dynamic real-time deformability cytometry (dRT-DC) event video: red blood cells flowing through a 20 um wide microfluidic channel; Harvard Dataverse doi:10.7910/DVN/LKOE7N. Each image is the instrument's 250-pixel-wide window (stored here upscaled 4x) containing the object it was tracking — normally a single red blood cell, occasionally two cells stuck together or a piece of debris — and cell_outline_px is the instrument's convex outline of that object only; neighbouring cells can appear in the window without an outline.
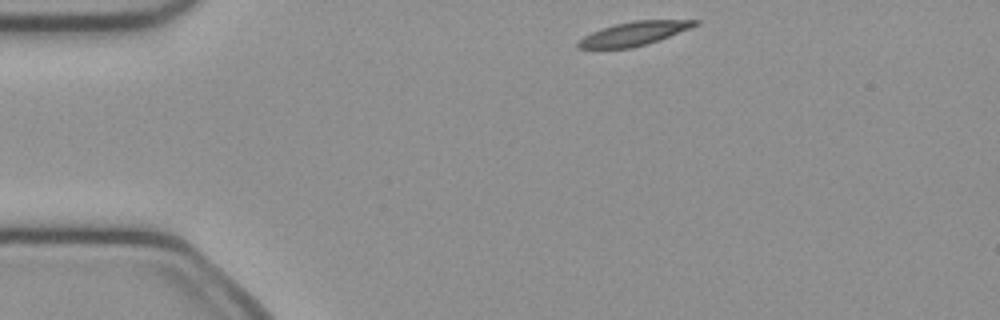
{"species": "common noctule bat (a hibernating species)", "species_latin": "Nyctalus noctula", "temperature_condition": "cold", "stored_images_in_passage": 42, "camera_frame_rate_fps": 3000, "um_per_image_px": 0.085, "animal": {"sex": "female", "body_mass_g": 21.9}, "frame": {"image": 1, "passage_image": 1, "time_ms": 0.0, "image_size_px": [1000, 320], "cell_outline_px": [[700, 24], [692, 28], [632, 48], [576, 48], [576, 44], [584, 36], [600, 28], [616, 24], [636, 20], [700, 20]], "centroid_in_image_um": [53.89, 2.84], "position_along_channel_um": 31.1, "area_um2": 15.95}}
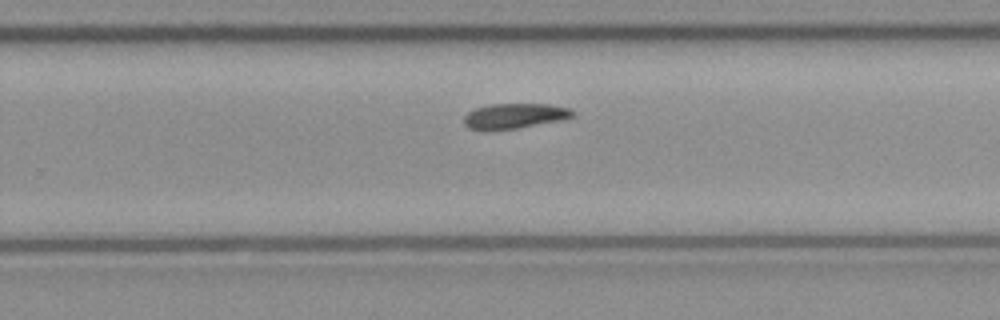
{"frame": {"image": 2, "passage_image": 24, "time_ms": 7.667, "image_size_px": [1000, 320], "cell_outline_px": [[572, 116], [560, 120], [516, 128], [492, 132], [484, 132], [468, 128], [464, 124], [464, 116], [468, 112], [476, 108], [492, 104], [548, 104], [572, 108]], "centroid_in_image_um": [43.65, 9.88], "position_along_channel_um": 286.2, "area_um2": 16.13}}
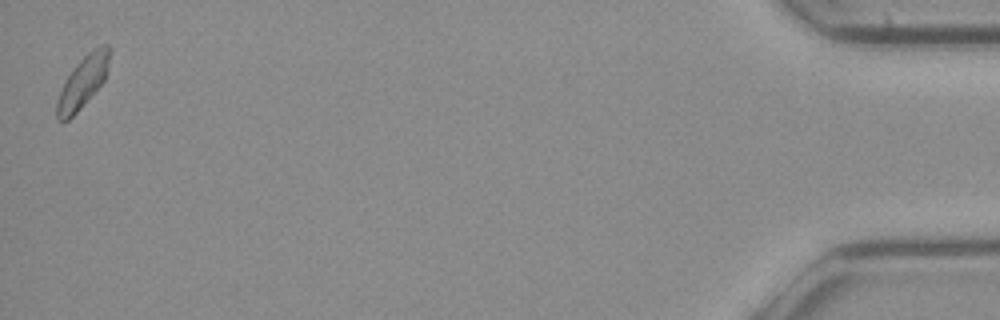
{"frame": {"image": 3, "passage_image": 42, "time_ms": 13.667, "image_size_px": [1000, 320], "cell_outline_px": [[108, 72], [104, 80], [80, 108], [68, 120], [56, 120], [56, 100], [68, 76], [76, 64], [88, 52], [100, 44], [108, 44]], "centroid_in_image_um": [7.02, 6.97], "position_along_channel_um": 428.2, "area_um2": 15.37}}